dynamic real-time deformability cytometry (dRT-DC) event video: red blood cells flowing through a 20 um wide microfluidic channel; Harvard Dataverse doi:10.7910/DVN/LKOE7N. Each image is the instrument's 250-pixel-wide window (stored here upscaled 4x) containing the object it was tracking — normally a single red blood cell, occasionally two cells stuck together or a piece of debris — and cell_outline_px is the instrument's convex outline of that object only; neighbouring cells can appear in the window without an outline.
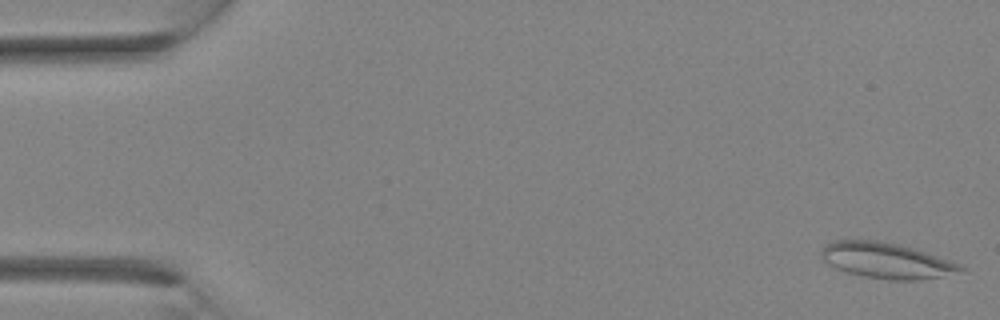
{"species": "Egyptian fruit bat (a non-hibernating species)", "species_latin": "Rousettus aegyptiacus", "temperature_condition": "room temperature", "stored_images_in_passage": 3, "camera_frame_rate_fps": 3000, "um_per_image_px": 0.085, "animal": {"sex": "female"}, "frame": {"image": 1, "passage_image": 1, "time_ms": 0.0, "image_size_px": [1000, 320], "cell_outline_px": [[968, 268], [964, 272], [916, 280], [888, 280], [864, 276], [848, 272], [836, 268], [828, 264], [820, 256], [820, 252], [824, 244], [832, 240], [876, 240], [900, 244], [960, 264]], "centroid_in_image_um": [75.33, 22.14], "position_along_channel_um": 9.7, "area_um2": 28.96}}